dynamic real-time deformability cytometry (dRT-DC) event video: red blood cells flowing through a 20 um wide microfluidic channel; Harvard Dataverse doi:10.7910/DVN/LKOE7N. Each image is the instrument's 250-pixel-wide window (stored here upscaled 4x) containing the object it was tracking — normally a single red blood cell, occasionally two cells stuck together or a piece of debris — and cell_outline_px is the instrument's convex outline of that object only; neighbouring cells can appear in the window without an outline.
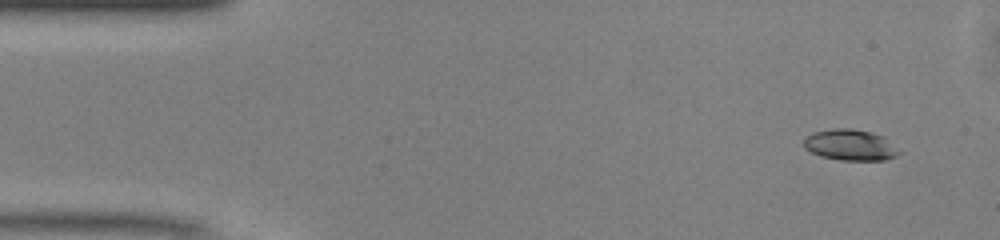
{"species": "common noctule bat (a hibernating species)", "species_latin": "Nyctalus noctula", "temperature_condition": "warm", "stored_images_in_passage": 47, "camera_frame_rate_fps": 3000, "um_per_image_px": 0.085, "animal": {"sex": "male", "body_mass_g": 13.0, "forearm_length_mm": 53.1}, "frame": {"image": 1, "passage_image": 1, "time_ms": 0.0, "image_size_px": [1000, 240], "cell_outline_px": [[904, 152], [896, 156], [884, 160], [840, 160], [820, 156], [804, 148], [804, 136], [812, 132], [832, 128], [852, 128], [872, 132], [884, 136]], "centroid_in_image_um": [72.3, 12.31], "position_along_channel_um": 12.7, "area_um2": 17.63}}
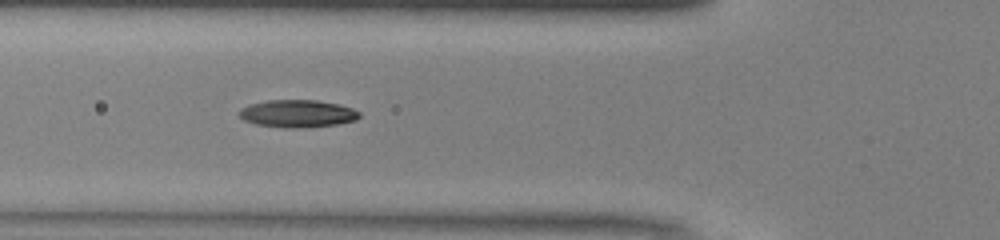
{"frame": {"image": 2, "passage_image": 15, "time_ms": 4.667, "image_size_px": [1000, 240], "cell_outline_px": [[360, 116], [356, 120], [336, 124], [300, 128], [284, 128], [256, 124], [244, 120], [236, 112], [240, 108], [248, 104], [268, 100], [316, 100], [340, 104], [352, 108], [360, 112]], "centroid_in_image_um": [25.26, 9.65], "position_along_channel_um": 100.5, "area_um2": 19.42}}
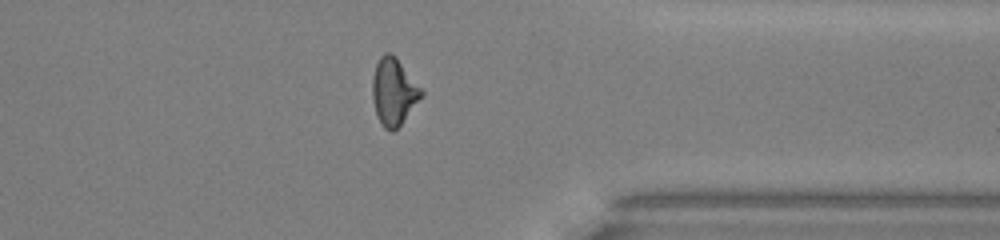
{"frame": {"image": 3, "passage_image": 36, "time_ms": 11.667, "image_size_px": [1000, 240], "cell_outline_px": [[424, 92], [400, 124], [392, 132], [384, 128], [380, 124], [376, 116], [372, 100], [372, 76], [376, 64], [380, 56], [384, 52], [388, 52], [396, 56]], "centroid_in_image_um": [33.41, 7.77], "position_along_channel_um": 378.0, "area_um2": 18.96}, "authors_computed_cell_mechanics": {"area_um2": 18.6694, "velocity_mm_per_s": 4.1196, "shape_relaxation_time_tau1_ms": 4.7002, "shape_relaxation_time_tau2_ms": 4.3027, "deformation_change_tau1": 0.1902, "deformation_change_tau2": 0.0951}}